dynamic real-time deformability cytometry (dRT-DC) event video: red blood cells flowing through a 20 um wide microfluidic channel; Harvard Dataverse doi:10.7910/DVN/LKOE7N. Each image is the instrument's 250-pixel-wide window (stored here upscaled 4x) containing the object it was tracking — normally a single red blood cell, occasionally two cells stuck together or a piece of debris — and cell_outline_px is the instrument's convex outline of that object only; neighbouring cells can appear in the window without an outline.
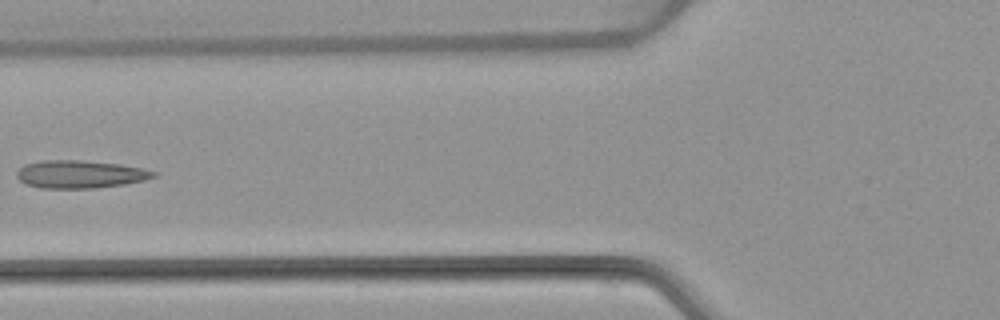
{"species": "common noctule bat (a hibernating species)", "species_latin": "Nyctalus noctula", "temperature_condition": "warm", "stored_images_in_passage": 6, "camera_frame_rate_fps": 3000, "um_per_image_px": 0.085, "animal": {"sex": "female", "body_mass_g": 22.7, "forearm_length_mm": 54.2}, "frame": {"image": 1, "passage_image": 6, "time_ms": 6.333, "image_size_px": [1000, 320], "cell_outline_px": [[156, 176], [144, 180], [124, 184], [96, 188], [40, 188], [28, 184], [20, 180], [16, 176], [16, 172], [24, 164], [40, 160], [80, 160], [120, 164], [140, 168], [156, 172]], "centroid_in_image_um": [6.78, 14.8], "position_along_channel_um": 119.0, "area_um2": 22.08}}